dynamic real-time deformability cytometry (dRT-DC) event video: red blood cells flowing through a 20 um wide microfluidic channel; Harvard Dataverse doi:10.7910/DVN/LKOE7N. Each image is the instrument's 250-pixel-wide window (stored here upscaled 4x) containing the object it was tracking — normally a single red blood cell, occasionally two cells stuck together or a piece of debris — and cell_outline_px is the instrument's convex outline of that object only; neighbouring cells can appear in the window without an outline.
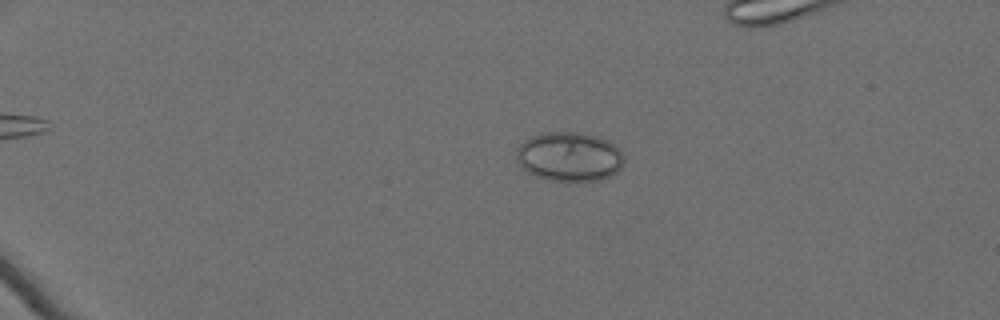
{"species": "Egyptian fruit bat (a non-hibernating species)", "species_latin": "Rousettus aegyptiacus", "temperature_condition": "cold", "stored_images_in_passage": 60, "camera_frame_rate_fps": 3000, "um_per_image_px": 0.085, "animal": {"sex": "female"}, "frame": {"image": 1, "passage_image": 16, "time_ms": 5.0, "image_size_px": [1000, 320], "cell_outline_px": [[624, 164], [612, 176], [600, 180], [548, 180], [536, 176], [528, 172], [516, 160], [516, 148], [524, 140], [540, 132], [580, 132], [596, 136], [608, 140], [624, 152]], "centroid_in_image_um": [48.41, 13.3], "position_along_channel_um": 36.6, "area_um2": 31.15}}
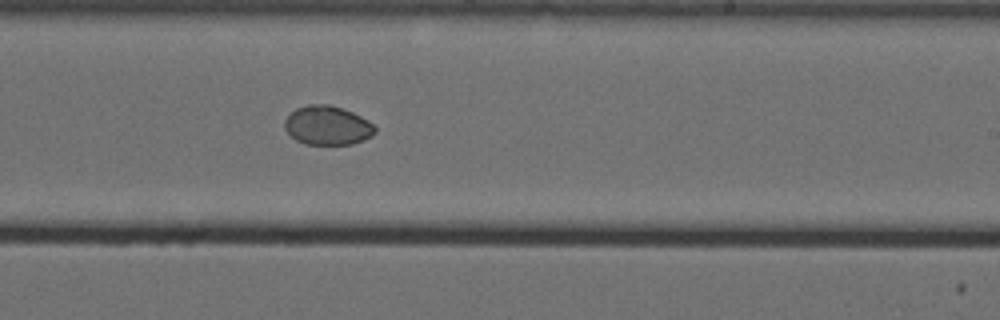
{"frame": {"image": 2, "passage_image": 42, "time_ms": 13.667, "image_size_px": [1000, 320], "cell_outline_px": [[376, 132], [372, 136], [364, 140], [352, 144], [304, 144], [296, 140], [284, 128], [284, 120], [296, 108], [308, 104], [328, 104], [344, 108], [368, 120], [376, 128]], "centroid_in_image_um": [27.84, 10.66], "position_along_channel_um": 261.2, "area_um2": 20.63}}
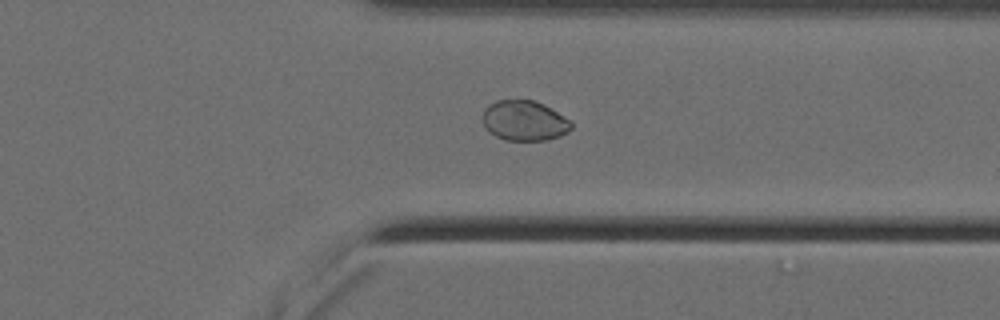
{"frame": {"image": 3, "passage_image": 51, "time_ms": 16.667, "image_size_px": [1000, 320], "cell_outline_px": [[572, 128], [568, 132], [560, 136], [548, 140], [504, 140], [488, 132], [484, 124], [484, 108], [488, 104], [496, 100], [532, 100], [544, 104], [572, 120]], "centroid_in_image_um": [44.6, 10.26], "position_along_channel_um": 366.8, "area_um2": 20.92}}